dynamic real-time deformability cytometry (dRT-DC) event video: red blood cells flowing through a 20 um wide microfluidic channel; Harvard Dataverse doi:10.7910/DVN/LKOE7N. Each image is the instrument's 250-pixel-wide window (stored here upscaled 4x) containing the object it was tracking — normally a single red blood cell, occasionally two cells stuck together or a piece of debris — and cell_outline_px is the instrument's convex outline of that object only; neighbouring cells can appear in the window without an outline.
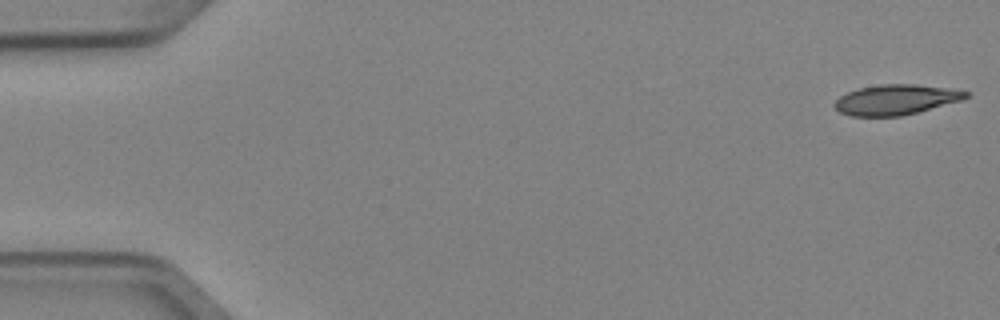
{"species": "Egyptian fruit bat (a non-hibernating species)", "species_latin": "Rousettus aegyptiacus", "temperature_condition": "cold", "stored_images_in_passage": 4, "camera_frame_rate_fps": 3000, "um_per_image_px": 0.085, "animal": {"sex": "female"}, "frame": {"image": 1, "passage_image": 1, "time_ms": 0.0, "image_size_px": [1000, 320], "cell_outline_px": [[972, 92], [968, 96], [960, 100], [916, 112], [900, 116], [852, 116], [840, 112], [832, 104], [840, 96], [848, 92], [860, 88], [880, 84], [916, 84]], "centroid_in_image_um": [76.11, 8.47], "position_along_channel_um": 8.9, "area_um2": 22.72}}
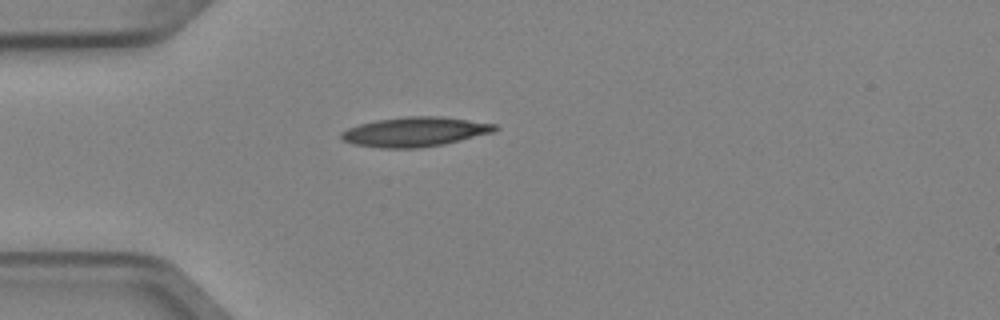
{"frame": {"image": 2, "passage_image": 4, "time_ms": 1.0, "image_size_px": [1000, 320], "cell_outline_px": [[500, 128], [492, 132], [444, 144], [420, 148], [380, 148], [352, 144], [344, 140], [340, 136], [340, 132], [348, 128], [360, 124], [376, 120], [404, 116], [444, 116], [496, 124]], "centroid_in_image_um": [35.26, 11.2], "position_along_channel_um": 49.7, "area_um2": 26.53}}